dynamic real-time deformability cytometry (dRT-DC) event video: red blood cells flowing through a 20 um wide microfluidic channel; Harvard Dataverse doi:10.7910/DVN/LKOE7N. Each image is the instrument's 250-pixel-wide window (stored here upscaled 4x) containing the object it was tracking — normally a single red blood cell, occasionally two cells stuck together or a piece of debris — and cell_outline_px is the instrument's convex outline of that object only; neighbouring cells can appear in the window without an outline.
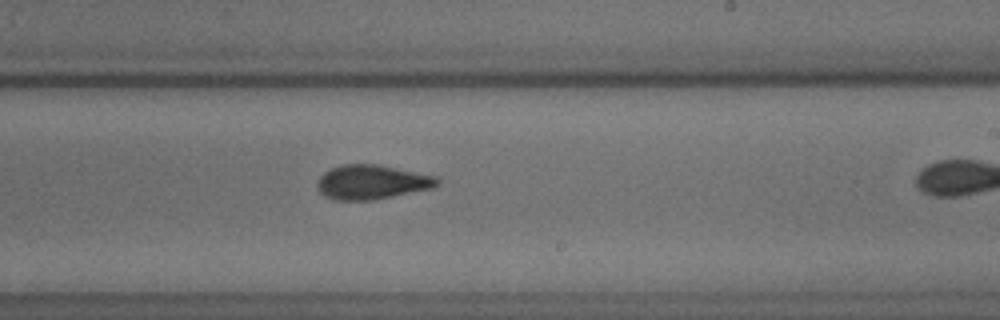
{"species": "common noctule bat (a hibernating species)", "species_latin": "Nyctalus noctula", "temperature_condition": "cold", "stored_images_in_passage": 40, "camera_frame_rate_fps": 3000, "um_per_image_px": 0.085, "animal": {"sex": "male", "body_mass_g": 18.8}, "frame": {"image": 1, "passage_image": 29, "time_ms": 9.333, "image_size_px": [1000, 320], "cell_outline_px": [[440, 184], [432, 188], [372, 200], [332, 200], [324, 196], [316, 188], [316, 184], [320, 176], [324, 172], [332, 168], [344, 164], [380, 164], [440, 176]], "centroid_in_image_um": [31.63, 15.47], "position_along_channel_um": 257.4, "area_um2": 24.39}}
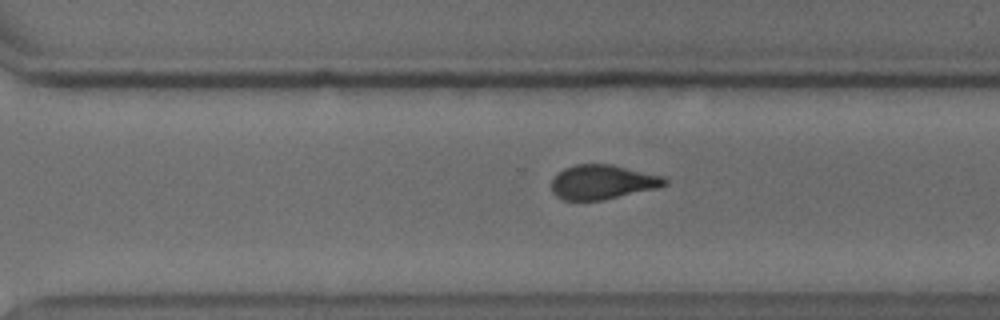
{"frame": {"image": 2, "passage_image": 34, "time_ms": 11.0, "image_size_px": [1000, 320], "cell_outline_px": [[668, 184], [660, 188], [604, 200], [564, 200], [556, 196], [552, 192], [552, 180], [564, 168], [576, 164], [612, 164], [664, 176], [668, 180]], "centroid_in_image_um": [51.27, 15.48], "position_along_channel_um": 319.3, "area_um2": 22.95}}